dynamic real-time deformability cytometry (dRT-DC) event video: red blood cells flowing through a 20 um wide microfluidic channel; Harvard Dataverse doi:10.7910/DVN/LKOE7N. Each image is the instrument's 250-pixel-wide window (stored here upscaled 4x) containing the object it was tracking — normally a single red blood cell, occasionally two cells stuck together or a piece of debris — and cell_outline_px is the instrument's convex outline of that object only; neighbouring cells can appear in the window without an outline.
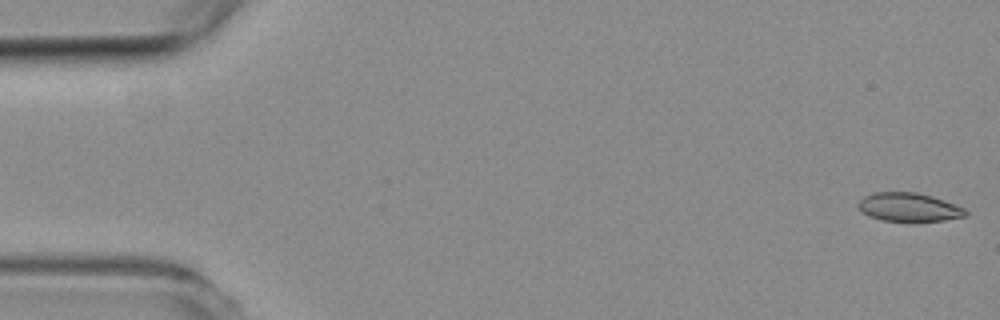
{"species": "common noctule bat (a hibernating species)", "species_latin": "Nyctalus noctula", "temperature_condition": "room temperature", "stored_images_in_passage": 6, "camera_frame_rate_fps": 3000, "um_per_image_px": 0.085, "animal": {"sex": "female", "body_mass_g": 19.3, "forearm_length_mm": 54.1}, "frame": {"image": 1, "passage_image": 1, "time_ms": 0.0, "image_size_px": [1000, 320], "cell_outline_px": [[968, 212], [964, 216], [944, 220], [908, 224], [880, 220], [868, 216], [860, 212], [856, 204], [864, 196], [872, 192], [916, 192], [932, 196], [956, 204], [964, 208]], "centroid_in_image_um": [77.21, 17.65], "position_along_channel_um": 7.8, "area_um2": 18.73}}
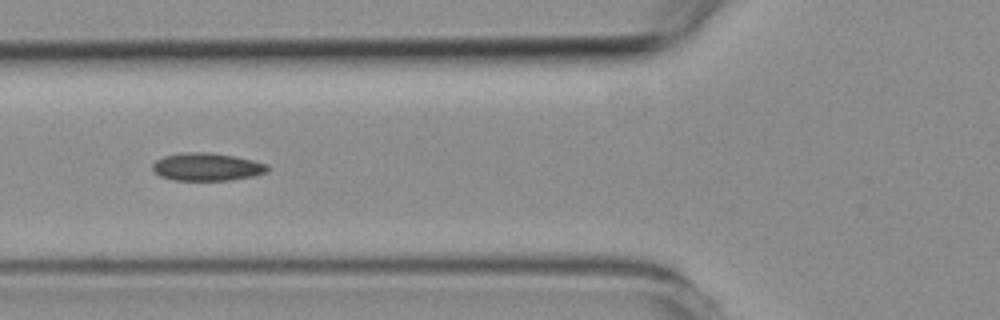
{"frame": {"image": 2, "passage_image": 6, "time_ms": 6.0, "image_size_px": [1000, 320], "cell_outline_px": [[272, 168], [268, 172], [252, 176], [228, 180], [172, 180], [160, 176], [152, 168], [152, 164], [156, 160], [164, 156], [184, 152], [208, 152], [232, 156], [252, 160], [268, 164]], "centroid_in_image_um": [17.6, 14.18], "position_along_channel_um": 108.2, "area_um2": 18.61}}